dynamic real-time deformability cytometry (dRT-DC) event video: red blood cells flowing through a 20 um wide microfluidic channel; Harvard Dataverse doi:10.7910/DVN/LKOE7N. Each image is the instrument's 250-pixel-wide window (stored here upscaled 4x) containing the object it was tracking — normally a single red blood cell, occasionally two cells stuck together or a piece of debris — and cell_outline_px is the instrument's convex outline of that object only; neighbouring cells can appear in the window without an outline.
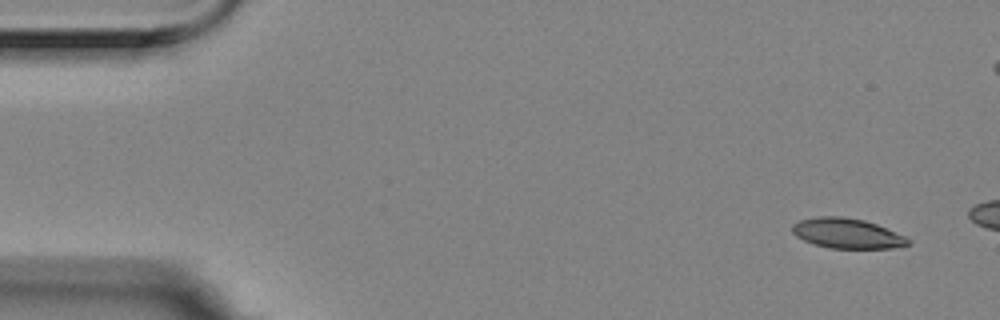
{"species": "Egyptian fruit bat (a non-hibernating species)", "species_latin": "Rousettus aegyptiacus", "temperature_condition": "room temperature", "stored_images_in_passage": 4, "camera_frame_rate_fps": 3000, "um_per_image_px": 0.085, "animal": {"sex": "female"}, "frame": {"image": 1, "passage_image": 1, "time_ms": 0.0, "image_size_px": [1000, 320], "cell_outline_px": [[912, 244], [892, 248], [828, 248], [812, 244], [796, 236], [792, 232], [792, 224], [800, 220], [820, 216], [844, 216], [864, 220], [876, 224], [904, 236], [912, 240]], "centroid_in_image_um": [72.0, 19.84], "position_along_channel_um": 13.0, "area_um2": 20.35}}